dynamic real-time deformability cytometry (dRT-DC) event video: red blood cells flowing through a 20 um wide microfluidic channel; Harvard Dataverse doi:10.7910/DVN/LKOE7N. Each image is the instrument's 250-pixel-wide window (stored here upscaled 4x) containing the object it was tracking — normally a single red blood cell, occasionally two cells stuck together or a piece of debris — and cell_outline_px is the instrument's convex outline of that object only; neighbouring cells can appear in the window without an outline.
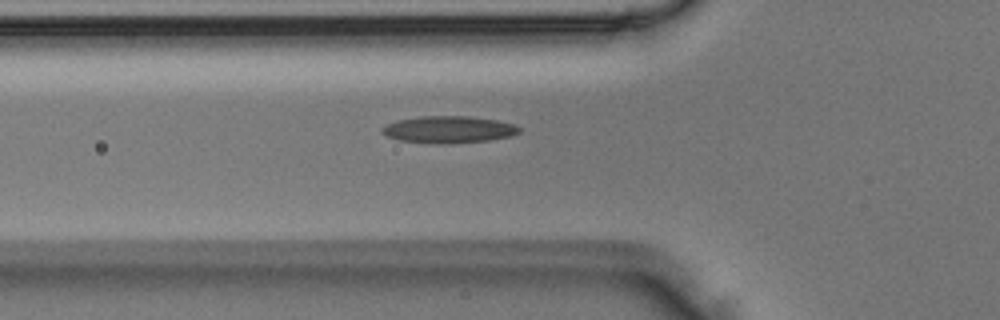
{"species": "Egyptian fruit bat (a non-hibernating species)", "species_latin": "Rousettus aegyptiacus", "temperature_condition": "room temperature", "stored_images_in_passage": 5, "camera_frame_rate_fps": 3000, "um_per_image_px": 0.085, "animal": {"sex": "male"}, "frame": {"image": 1, "passage_image": 5, "time_ms": 1.333, "image_size_px": [1000, 320], "cell_outline_px": [[520, 132], [508, 136], [488, 140], [448, 144], [432, 144], [400, 140], [388, 136], [380, 132], [380, 128], [388, 124], [400, 120], [420, 116], [468, 116], [496, 120], [516, 124], [520, 128]], "centroid_in_image_um": [38.13, 11.01], "position_along_channel_um": 87.7, "area_um2": 21.5}}